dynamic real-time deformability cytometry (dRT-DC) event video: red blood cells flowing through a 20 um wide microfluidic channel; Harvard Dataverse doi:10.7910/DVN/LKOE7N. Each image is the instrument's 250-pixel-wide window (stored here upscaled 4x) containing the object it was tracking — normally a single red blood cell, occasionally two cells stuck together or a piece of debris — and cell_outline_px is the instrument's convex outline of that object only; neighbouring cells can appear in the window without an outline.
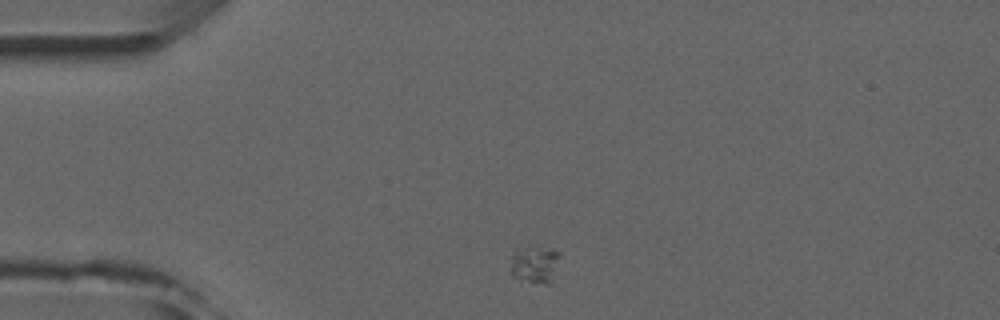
{"species": "common noctule bat (a hibernating species)", "species_latin": "Nyctalus noctula", "temperature_condition": "room temperature", "stored_images_in_passage": 2, "camera_frame_rate_fps": 3000, "um_per_image_px": 0.085, "animal": {"sex": "male", "forearm_length_mm": 52.5}, "frame": {"image": 1, "passage_image": 1, "time_ms": 0.0, "image_size_px": [1000, 320], "cell_outline_px": [[560, 256], [552, 284], [548, 284], [528, 280], [512, 276], [512, 256], [516, 252], [528, 248], [540, 248], [560, 252]], "centroid_in_image_um": [45.53, 22.51], "position_along_channel_um": 39.5, "area_um2": 10.06}}